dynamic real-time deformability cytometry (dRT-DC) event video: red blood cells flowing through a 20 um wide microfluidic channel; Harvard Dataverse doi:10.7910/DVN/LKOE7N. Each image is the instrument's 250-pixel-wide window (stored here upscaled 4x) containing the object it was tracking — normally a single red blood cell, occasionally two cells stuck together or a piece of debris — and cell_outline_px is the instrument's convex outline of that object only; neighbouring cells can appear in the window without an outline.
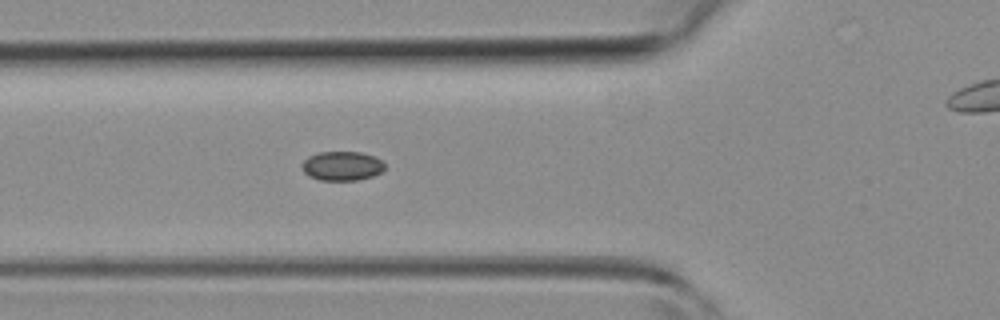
{"species": "common noctule bat (a hibernating species)", "species_latin": "Nyctalus noctula", "temperature_condition": "room temperature", "stored_images_in_passage": 13, "camera_frame_rate_fps": 3000, "um_per_image_px": 0.085, "animal": {"sex": "female", "body_mass_g": 19.3, "forearm_length_mm": 54.1}, "frame": {"image": 1, "passage_image": 7, "time_ms": 2.0, "image_size_px": [1000, 320], "cell_outline_px": [[384, 168], [380, 172], [372, 176], [356, 180], [320, 180], [308, 176], [304, 172], [300, 164], [308, 156], [320, 152], [360, 152], [376, 156], [384, 164]], "centroid_in_image_um": [29.04, 14.1], "position_along_channel_um": 96.8, "area_um2": 14.1}}
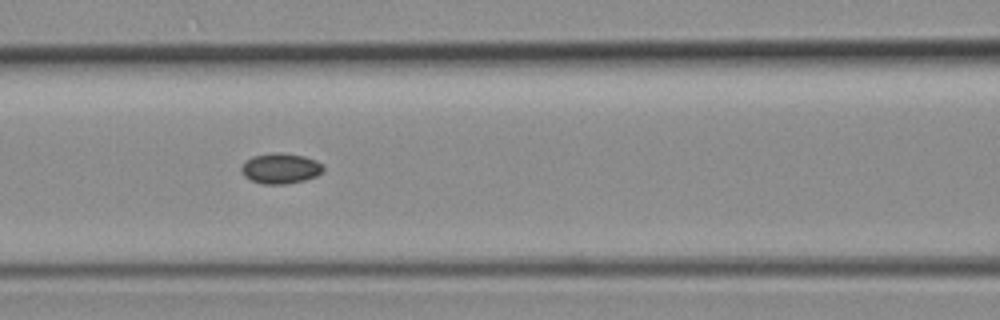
{"frame": {"image": 2, "passage_image": 10, "time_ms": 3.0, "image_size_px": [1000, 320], "cell_outline_px": [[324, 172], [316, 176], [304, 180], [284, 184], [264, 184], [252, 180], [244, 176], [240, 168], [252, 156], [272, 152], [284, 152], [304, 156], [316, 160], [324, 168]], "centroid_in_image_um": [23.86, 14.3], "position_along_channel_um": 142.7, "area_um2": 14.51}}
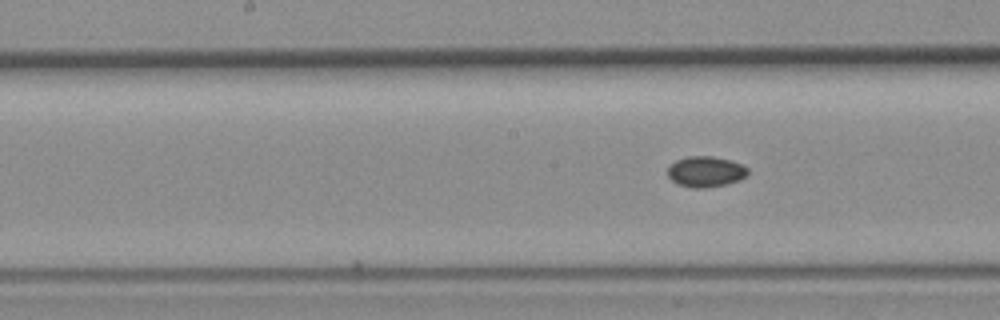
{"frame": {"image": 3, "passage_image": 13, "time_ms": 4.0, "image_size_px": [1000, 320], "cell_outline_px": [[748, 172], [740, 180], [708, 188], [692, 188], [676, 184], [668, 176], [668, 168], [676, 160], [688, 156], [712, 156], [732, 160], [748, 168]], "centroid_in_image_um": [59.97, 14.59], "position_along_channel_um": 188.2, "area_um2": 14.33}}